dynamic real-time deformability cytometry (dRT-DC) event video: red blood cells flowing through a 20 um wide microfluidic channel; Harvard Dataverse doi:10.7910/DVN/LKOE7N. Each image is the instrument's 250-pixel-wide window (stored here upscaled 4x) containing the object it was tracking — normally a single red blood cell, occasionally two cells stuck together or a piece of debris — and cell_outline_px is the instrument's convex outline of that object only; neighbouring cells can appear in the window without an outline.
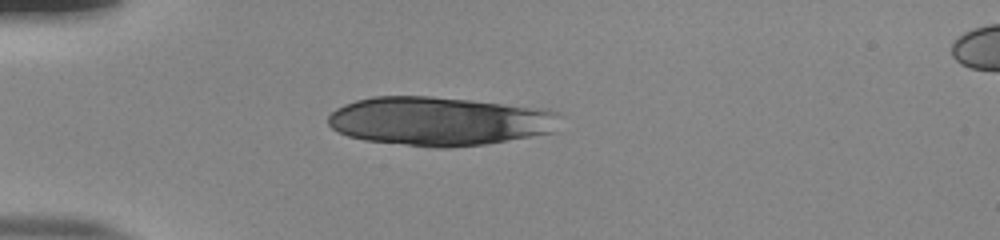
{"species": "human", "species_latin": "Homo sapiens", "temperature_condition": "room temperature", "stored_images_in_passage": 38, "camera_frame_rate_fps": 3000, "um_per_image_px": 0.085, "donor": {"sex": "male"}, "frame": {"image": 1, "passage_image": 1, "time_ms": 0.0, "image_size_px": [1000, 240], "cell_outline_px": [[560, 132], [484, 144], [448, 148], [432, 148], [364, 140], [348, 136], [336, 132], [328, 124], [328, 116], [336, 108], [344, 104], [356, 100], [372, 96], [428, 96], [472, 100], [548, 108], [560, 112]], "centroid_in_image_um": [37.43, 10.3], "position_along_channel_um": 47.6, "area_um2": 67.16}}